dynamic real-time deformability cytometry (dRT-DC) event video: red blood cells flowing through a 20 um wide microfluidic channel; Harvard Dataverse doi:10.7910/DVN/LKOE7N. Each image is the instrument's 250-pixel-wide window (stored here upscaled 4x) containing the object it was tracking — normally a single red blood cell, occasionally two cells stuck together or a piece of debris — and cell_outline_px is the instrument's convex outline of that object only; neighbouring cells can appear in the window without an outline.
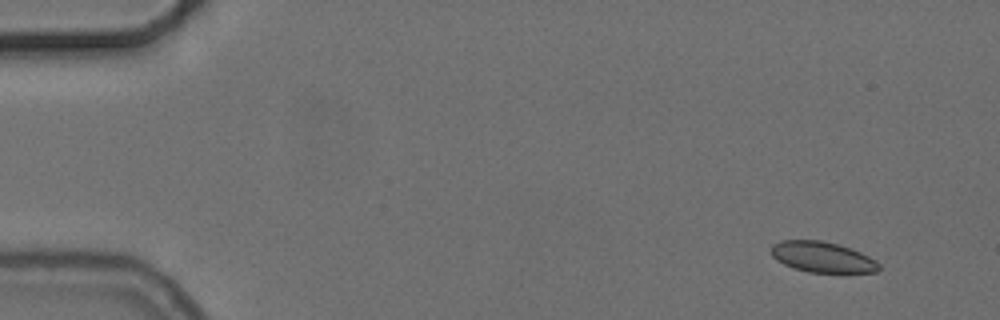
{"species": "common noctule bat (a hibernating species)", "species_latin": "Nyctalus noctula", "temperature_condition": "cold", "stored_images_in_passage": 5, "camera_frame_rate_fps": 3000, "um_per_image_px": 0.085, "animal": {"sex": "female", "body_mass_g": 24.6, "forearm_length_mm": 56.2}, "frame": {"image": 1, "passage_image": 1, "time_ms": 0.0, "image_size_px": [1000, 320], "cell_outline_px": [[880, 268], [876, 272], [844, 276], [808, 272], [792, 268], [776, 260], [772, 256], [772, 244], [780, 240], [820, 240], [836, 244], [860, 252], [876, 260], [880, 264]], "centroid_in_image_um": [69.96, 21.92], "position_along_channel_um": 15.0, "area_um2": 20.11}}
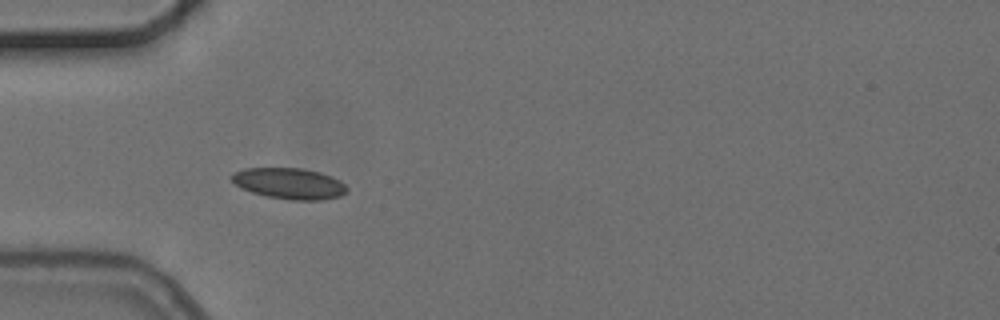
{"frame": {"image": 2, "passage_image": 4, "time_ms": 4.333, "image_size_px": [1000, 320], "cell_outline_px": [[348, 192], [340, 196], [324, 200], [292, 200], [268, 196], [252, 192], [240, 188], [232, 180], [232, 176], [236, 172], [244, 168], [300, 168], [320, 172], [332, 176], [340, 180], [348, 188]], "centroid_in_image_um": [24.64, 15.6], "position_along_channel_um": 60.4, "area_um2": 20.81}}
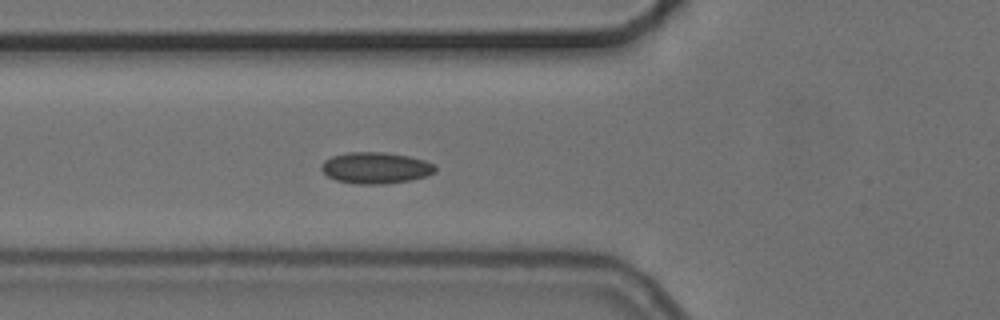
{"frame": {"image": 3, "passage_image": 5, "time_ms": 5.333, "image_size_px": [1000, 320], "cell_outline_px": [[436, 172], [428, 176], [412, 180], [384, 184], [356, 184], [336, 180], [328, 176], [320, 168], [320, 164], [324, 160], [332, 156], [348, 152], [384, 152], [408, 156], [424, 160], [436, 164]], "centroid_in_image_um": [31.95, 14.27], "position_along_channel_um": 93.8, "area_um2": 21.04}}